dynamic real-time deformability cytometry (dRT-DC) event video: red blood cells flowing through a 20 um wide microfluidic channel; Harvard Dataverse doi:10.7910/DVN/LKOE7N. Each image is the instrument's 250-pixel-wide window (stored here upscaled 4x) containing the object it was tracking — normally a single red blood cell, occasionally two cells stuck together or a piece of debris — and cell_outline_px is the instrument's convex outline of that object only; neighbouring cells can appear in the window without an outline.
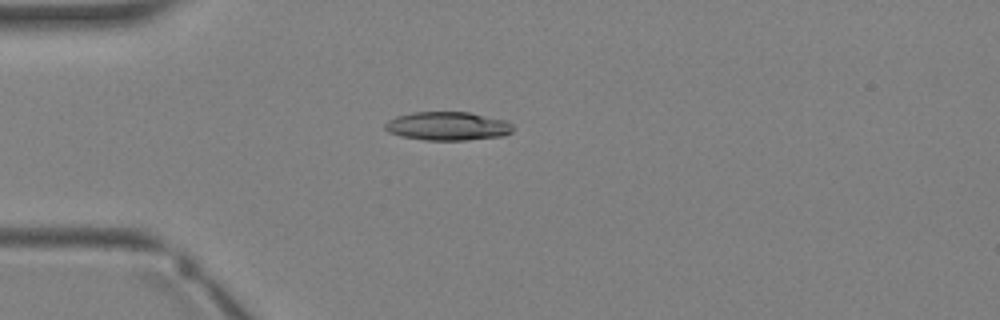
{"species": "Egyptian fruit bat (a non-hibernating species)", "species_latin": "Rousettus aegyptiacus", "temperature_condition": "warm", "stored_images_in_passage": 1, "camera_frame_rate_fps": 3000, "um_per_image_px": 0.085, "animal": {"sex": "female"}, "frame": {"image": 1, "passage_image": 1, "time_ms": 0.0, "image_size_px": [1000, 320], "cell_outline_px": [[512, 132], [504, 136], [468, 140], [424, 140], [400, 136], [388, 132], [384, 128], [384, 124], [388, 120], [396, 116], [412, 112], [468, 112], [508, 120], [512, 124]], "centroid_in_image_um": [38.05, 10.72], "position_along_channel_um": 46.9, "area_um2": 21.56}}